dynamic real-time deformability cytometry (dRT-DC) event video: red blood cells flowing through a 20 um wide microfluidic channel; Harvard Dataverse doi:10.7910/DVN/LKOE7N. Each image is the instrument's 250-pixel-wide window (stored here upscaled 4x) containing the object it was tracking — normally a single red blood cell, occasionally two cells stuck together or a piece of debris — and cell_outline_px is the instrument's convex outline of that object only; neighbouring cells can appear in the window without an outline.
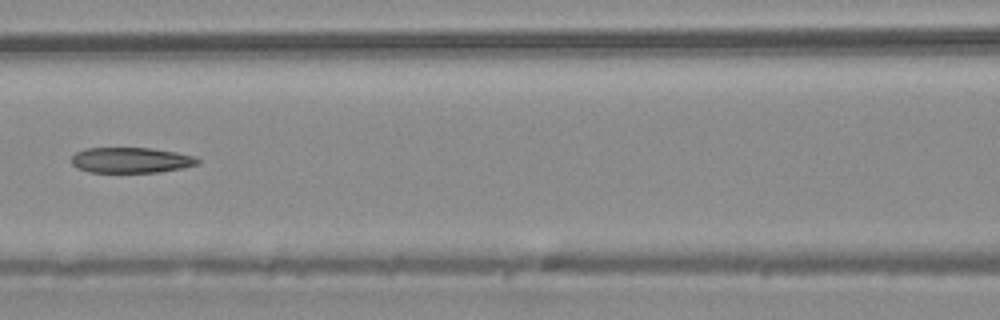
{"species": "common noctule bat (a hibernating species)", "species_latin": "Nyctalus noctula", "temperature_condition": "warm", "stored_images_in_passage": 45, "camera_frame_rate_fps": 3000, "um_per_image_px": 0.085, "animal": {"sex": "male", "body_mass_g": 20.4}, "frame": {"image": 1, "passage_image": 20, "time_ms": 6.333, "image_size_px": [1000, 320], "cell_outline_px": [[200, 164], [180, 168], [156, 172], [88, 172], [76, 168], [72, 164], [72, 156], [76, 152], [84, 148], [152, 148], [176, 152], [192, 156], [200, 160]], "centroid_in_image_um": [11.1, 13.61], "position_along_channel_um": 155.5, "area_um2": 18.73}}